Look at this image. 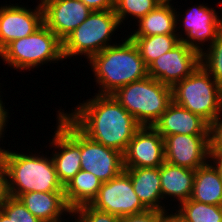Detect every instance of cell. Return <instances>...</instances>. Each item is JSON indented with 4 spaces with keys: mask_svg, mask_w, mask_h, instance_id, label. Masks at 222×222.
<instances>
[{
    "mask_svg": "<svg viewBox=\"0 0 222 222\" xmlns=\"http://www.w3.org/2000/svg\"><path fill=\"white\" fill-rule=\"evenodd\" d=\"M190 199L200 203L222 206V179L210 161L196 169Z\"/></svg>",
    "mask_w": 222,
    "mask_h": 222,
    "instance_id": "7402d4cb",
    "label": "cell"
},
{
    "mask_svg": "<svg viewBox=\"0 0 222 222\" xmlns=\"http://www.w3.org/2000/svg\"><path fill=\"white\" fill-rule=\"evenodd\" d=\"M119 43L113 44L93 55L89 68L99 88L96 94L112 95L119 88L148 76V67L140 56L137 46L126 35Z\"/></svg>",
    "mask_w": 222,
    "mask_h": 222,
    "instance_id": "7a4b0ae2",
    "label": "cell"
},
{
    "mask_svg": "<svg viewBox=\"0 0 222 222\" xmlns=\"http://www.w3.org/2000/svg\"><path fill=\"white\" fill-rule=\"evenodd\" d=\"M0 222H13L0 210Z\"/></svg>",
    "mask_w": 222,
    "mask_h": 222,
    "instance_id": "8d00e7d4",
    "label": "cell"
},
{
    "mask_svg": "<svg viewBox=\"0 0 222 222\" xmlns=\"http://www.w3.org/2000/svg\"><path fill=\"white\" fill-rule=\"evenodd\" d=\"M0 210L13 222H41L31 214L18 198L10 196L1 206Z\"/></svg>",
    "mask_w": 222,
    "mask_h": 222,
    "instance_id": "83f0119b",
    "label": "cell"
},
{
    "mask_svg": "<svg viewBox=\"0 0 222 222\" xmlns=\"http://www.w3.org/2000/svg\"><path fill=\"white\" fill-rule=\"evenodd\" d=\"M196 170L164 162L160 166V180L163 202L175 201L172 208L190 199ZM171 197V198H170ZM171 199L170 201L168 199ZM173 198V199H172Z\"/></svg>",
    "mask_w": 222,
    "mask_h": 222,
    "instance_id": "ffe728a7",
    "label": "cell"
},
{
    "mask_svg": "<svg viewBox=\"0 0 222 222\" xmlns=\"http://www.w3.org/2000/svg\"><path fill=\"white\" fill-rule=\"evenodd\" d=\"M73 222H119L120 218L110 213L100 211L90 204L82 205L72 210ZM74 216V217H73Z\"/></svg>",
    "mask_w": 222,
    "mask_h": 222,
    "instance_id": "f1b7e54d",
    "label": "cell"
},
{
    "mask_svg": "<svg viewBox=\"0 0 222 222\" xmlns=\"http://www.w3.org/2000/svg\"><path fill=\"white\" fill-rule=\"evenodd\" d=\"M205 5L204 2L194 4L183 12L185 14H180V8L175 6L177 35L182 43L199 54L208 48L222 31V0L217 5L220 13L214 9L215 7Z\"/></svg>",
    "mask_w": 222,
    "mask_h": 222,
    "instance_id": "ba28073f",
    "label": "cell"
},
{
    "mask_svg": "<svg viewBox=\"0 0 222 222\" xmlns=\"http://www.w3.org/2000/svg\"><path fill=\"white\" fill-rule=\"evenodd\" d=\"M92 11L112 10L115 0H81Z\"/></svg>",
    "mask_w": 222,
    "mask_h": 222,
    "instance_id": "836d02e7",
    "label": "cell"
},
{
    "mask_svg": "<svg viewBox=\"0 0 222 222\" xmlns=\"http://www.w3.org/2000/svg\"><path fill=\"white\" fill-rule=\"evenodd\" d=\"M153 127L163 138L174 134L210 135V125L203 118L173 101Z\"/></svg>",
    "mask_w": 222,
    "mask_h": 222,
    "instance_id": "e0dca14e",
    "label": "cell"
},
{
    "mask_svg": "<svg viewBox=\"0 0 222 222\" xmlns=\"http://www.w3.org/2000/svg\"><path fill=\"white\" fill-rule=\"evenodd\" d=\"M102 181L93 173L80 170L65 186L64 198L71 210L91 204L97 197Z\"/></svg>",
    "mask_w": 222,
    "mask_h": 222,
    "instance_id": "603a6c76",
    "label": "cell"
},
{
    "mask_svg": "<svg viewBox=\"0 0 222 222\" xmlns=\"http://www.w3.org/2000/svg\"><path fill=\"white\" fill-rule=\"evenodd\" d=\"M1 80V79H0ZM2 83H0V93L3 91H1V89L3 88V86H1ZM2 87V88H1ZM3 94H0V141L2 140L3 142V138H5V133H7L6 129L8 128L7 124H9V119H10V110L6 109V102H3Z\"/></svg>",
    "mask_w": 222,
    "mask_h": 222,
    "instance_id": "d6a6232c",
    "label": "cell"
},
{
    "mask_svg": "<svg viewBox=\"0 0 222 222\" xmlns=\"http://www.w3.org/2000/svg\"><path fill=\"white\" fill-rule=\"evenodd\" d=\"M0 59L3 65L20 72L33 71L44 64L62 63V41L43 24L33 34L10 42L0 52Z\"/></svg>",
    "mask_w": 222,
    "mask_h": 222,
    "instance_id": "277c9868",
    "label": "cell"
},
{
    "mask_svg": "<svg viewBox=\"0 0 222 222\" xmlns=\"http://www.w3.org/2000/svg\"><path fill=\"white\" fill-rule=\"evenodd\" d=\"M141 126H153L172 102V88L147 76L112 94Z\"/></svg>",
    "mask_w": 222,
    "mask_h": 222,
    "instance_id": "52a82bcc",
    "label": "cell"
},
{
    "mask_svg": "<svg viewBox=\"0 0 222 222\" xmlns=\"http://www.w3.org/2000/svg\"><path fill=\"white\" fill-rule=\"evenodd\" d=\"M200 65L222 87V31L212 44L200 54Z\"/></svg>",
    "mask_w": 222,
    "mask_h": 222,
    "instance_id": "4316f807",
    "label": "cell"
},
{
    "mask_svg": "<svg viewBox=\"0 0 222 222\" xmlns=\"http://www.w3.org/2000/svg\"><path fill=\"white\" fill-rule=\"evenodd\" d=\"M209 151H222V114L210 125Z\"/></svg>",
    "mask_w": 222,
    "mask_h": 222,
    "instance_id": "4dcf8cb0",
    "label": "cell"
},
{
    "mask_svg": "<svg viewBox=\"0 0 222 222\" xmlns=\"http://www.w3.org/2000/svg\"><path fill=\"white\" fill-rule=\"evenodd\" d=\"M17 198L41 222H70L72 217L64 192H29L20 194Z\"/></svg>",
    "mask_w": 222,
    "mask_h": 222,
    "instance_id": "ac0fdd59",
    "label": "cell"
},
{
    "mask_svg": "<svg viewBox=\"0 0 222 222\" xmlns=\"http://www.w3.org/2000/svg\"><path fill=\"white\" fill-rule=\"evenodd\" d=\"M161 0H115L114 11L118 17V20L122 26H125L128 19L134 21V24L139 21L142 17L146 16L152 11Z\"/></svg>",
    "mask_w": 222,
    "mask_h": 222,
    "instance_id": "484cf974",
    "label": "cell"
},
{
    "mask_svg": "<svg viewBox=\"0 0 222 222\" xmlns=\"http://www.w3.org/2000/svg\"><path fill=\"white\" fill-rule=\"evenodd\" d=\"M164 150L166 162L196 170L209 161L210 135L165 136Z\"/></svg>",
    "mask_w": 222,
    "mask_h": 222,
    "instance_id": "5bb4252c",
    "label": "cell"
},
{
    "mask_svg": "<svg viewBox=\"0 0 222 222\" xmlns=\"http://www.w3.org/2000/svg\"><path fill=\"white\" fill-rule=\"evenodd\" d=\"M37 152L32 153L29 148L25 152L4 149L12 197L29 192H64L51 155Z\"/></svg>",
    "mask_w": 222,
    "mask_h": 222,
    "instance_id": "3957f363",
    "label": "cell"
},
{
    "mask_svg": "<svg viewBox=\"0 0 222 222\" xmlns=\"http://www.w3.org/2000/svg\"><path fill=\"white\" fill-rule=\"evenodd\" d=\"M200 65V54L180 42L148 66V76L173 87L189 76Z\"/></svg>",
    "mask_w": 222,
    "mask_h": 222,
    "instance_id": "8fae6325",
    "label": "cell"
},
{
    "mask_svg": "<svg viewBox=\"0 0 222 222\" xmlns=\"http://www.w3.org/2000/svg\"><path fill=\"white\" fill-rule=\"evenodd\" d=\"M40 2L43 8L44 24L61 41L92 12L81 0H40Z\"/></svg>",
    "mask_w": 222,
    "mask_h": 222,
    "instance_id": "2e32d148",
    "label": "cell"
},
{
    "mask_svg": "<svg viewBox=\"0 0 222 222\" xmlns=\"http://www.w3.org/2000/svg\"><path fill=\"white\" fill-rule=\"evenodd\" d=\"M209 161L218 170L222 179V151H209Z\"/></svg>",
    "mask_w": 222,
    "mask_h": 222,
    "instance_id": "d590c367",
    "label": "cell"
},
{
    "mask_svg": "<svg viewBox=\"0 0 222 222\" xmlns=\"http://www.w3.org/2000/svg\"><path fill=\"white\" fill-rule=\"evenodd\" d=\"M163 211L147 210L139 214L121 217L119 222H160Z\"/></svg>",
    "mask_w": 222,
    "mask_h": 222,
    "instance_id": "1f68e13d",
    "label": "cell"
},
{
    "mask_svg": "<svg viewBox=\"0 0 222 222\" xmlns=\"http://www.w3.org/2000/svg\"><path fill=\"white\" fill-rule=\"evenodd\" d=\"M164 162V138L153 126H141L123 153L124 168L160 167Z\"/></svg>",
    "mask_w": 222,
    "mask_h": 222,
    "instance_id": "4fadbf2b",
    "label": "cell"
},
{
    "mask_svg": "<svg viewBox=\"0 0 222 222\" xmlns=\"http://www.w3.org/2000/svg\"><path fill=\"white\" fill-rule=\"evenodd\" d=\"M64 114L90 139L124 153L141 125L113 95L94 93Z\"/></svg>",
    "mask_w": 222,
    "mask_h": 222,
    "instance_id": "6da1fadb",
    "label": "cell"
},
{
    "mask_svg": "<svg viewBox=\"0 0 222 222\" xmlns=\"http://www.w3.org/2000/svg\"><path fill=\"white\" fill-rule=\"evenodd\" d=\"M90 205L119 218L148 210L136 195L130 176L125 171L107 182H102L97 197Z\"/></svg>",
    "mask_w": 222,
    "mask_h": 222,
    "instance_id": "30bf717a",
    "label": "cell"
},
{
    "mask_svg": "<svg viewBox=\"0 0 222 222\" xmlns=\"http://www.w3.org/2000/svg\"><path fill=\"white\" fill-rule=\"evenodd\" d=\"M36 7L17 3L0 5V52L12 41L33 34L43 22L40 0Z\"/></svg>",
    "mask_w": 222,
    "mask_h": 222,
    "instance_id": "7c38bea8",
    "label": "cell"
},
{
    "mask_svg": "<svg viewBox=\"0 0 222 222\" xmlns=\"http://www.w3.org/2000/svg\"><path fill=\"white\" fill-rule=\"evenodd\" d=\"M162 1L146 16L132 25L137 26L128 36H152L158 34H177L176 9L174 2ZM135 31V32H134Z\"/></svg>",
    "mask_w": 222,
    "mask_h": 222,
    "instance_id": "44dd1931",
    "label": "cell"
},
{
    "mask_svg": "<svg viewBox=\"0 0 222 222\" xmlns=\"http://www.w3.org/2000/svg\"><path fill=\"white\" fill-rule=\"evenodd\" d=\"M56 130L48 147L51 148L56 174L63 187L81 170L80 129L64 114L56 111Z\"/></svg>",
    "mask_w": 222,
    "mask_h": 222,
    "instance_id": "9c48e42d",
    "label": "cell"
},
{
    "mask_svg": "<svg viewBox=\"0 0 222 222\" xmlns=\"http://www.w3.org/2000/svg\"><path fill=\"white\" fill-rule=\"evenodd\" d=\"M124 171L130 176L136 195L148 210L164 211L172 208L171 202L169 205L163 203L160 167L124 168Z\"/></svg>",
    "mask_w": 222,
    "mask_h": 222,
    "instance_id": "d6986e66",
    "label": "cell"
},
{
    "mask_svg": "<svg viewBox=\"0 0 222 222\" xmlns=\"http://www.w3.org/2000/svg\"><path fill=\"white\" fill-rule=\"evenodd\" d=\"M187 222H222V206L200 203L188 199L176 206Z\"/></svg>",
    "mask_w": 222,
    "mask_h": 222,
    "instance_id": "d4e9b609",
    "label": "cell"
},
{
    "mask_svg": "<svg viewBox=\"0 0 222 222\" xmlns=\"http://www.w3.org/2000/svg\"><path fill=\"white\" fill-rule=\"evenodd\" d=\"M120 25L114 9L92 11L86 20L62 41L64 59L71 60L72 57L74 60L83 56L88 61L93 55L117 43L115 38L118 36L114 37V33L119 32V28L122 29Z\"/></svg>",
    "mask_w": 222,
    "mask_h": 222,
    "instance_id": "5b68a950",
    "label": "cell"
},
{
    "mask_svg": "<svg viewBox=\"0 0 222 222\" xmlns=\"http://www.w3.org/2000/svg\"><path fill=\"white\" fill-rule=\"evenodd\" d=\"M160 222H187V221L179 214L177 209L171 208V210L167 209L162 212Z\"/></svg>",
    "mask_w": 222,
    "mask_h": 222,
    "instance_id": "e575fe53",
    "label": "cell"
},
{
    "mask_svg": "<svg viewBox=\"0 0 222 222\" xmlns=\"http://www.w3.org/2000/svg\"><path fill=\"white\" fill-rule=\"evenodd\" d=\"M137 46L140 56L148 67L154 60L172 50L181 42L177 34H158L152 36H129Z\"/></svg>",
    "mask_w": 222,
    "mask_h": 222,
    "instance_id": "cb8c5ba5",
    "label": "cell"
},
{
    "mask_svg": "<svg viewBox=\"0 0 222 222\" xmlns=\"http://www.w3.org/2000/svg\"><path fill=\"white\" fill-rule=\"evenodd\" d=\"M172 101L211 125L222 114V87L199 65L172 87Z\"/></svg>",
    "mask_w": 222,
    "mask_h": 222,
    "instance_id": "8992f818",
    "label": "cell"
},
{
    "mask_svg": "<svg viewBox=\"0 0 222 222\" xmlns=\"http://www.w3.org/2000/svg\"><path fill=\"white\" fill-rule=\"evenodd\" d=\"M81 169L93 173L102 182L124 171L123 153L90 139L80 130Z\"/></svg>",
    "mask_w": 222,
    "mask_h": 222,
    "instance_id": "9a60e30c",
    "label": "cell"
},
{
    "mask_svg": "<svg viewBox=\"0 0 222 222\" xmlns=\"http://www.w3.org/2000/svg\"><path fill=\"white\" fill-rule=\"evenodd\" d=\"M3 147V148H2ZM0 146V206L11 196L9 192L8 169L4 156V146Z\"/></svg>",
    "mask_w": 222,
    "mask_h": 222,
    "instance_id": "f546056e",
    "label": "cell"
}]
</instances>
